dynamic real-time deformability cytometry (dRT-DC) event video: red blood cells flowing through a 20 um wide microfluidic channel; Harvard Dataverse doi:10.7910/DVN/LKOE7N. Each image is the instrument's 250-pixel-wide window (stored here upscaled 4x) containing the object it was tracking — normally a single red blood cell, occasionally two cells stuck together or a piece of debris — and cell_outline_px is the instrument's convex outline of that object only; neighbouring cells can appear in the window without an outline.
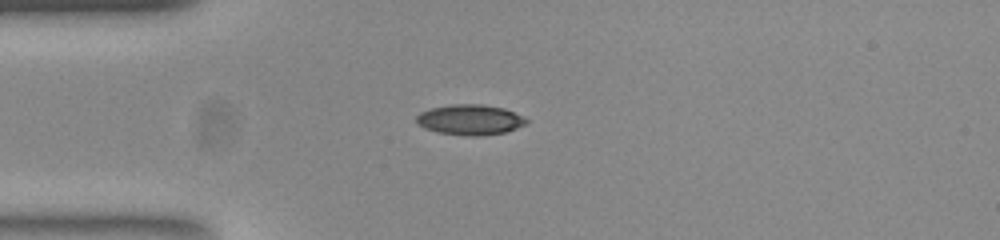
{"species": "common noctule bat (a hibernating species)", "species_latin": "Nyctalus noctula", "temperature_condition": "room temperature", "stored_images_in_passage": 40, "camera_frame_rate_fps": 3000, "um_per_image_px": 0.085, "animal": {"sex": "female", "body_mass_g": 23.0, "forearm_length_mm": 53.4}, "frame": {"image": 1, "passage_image": 1, "time_ms": 0.0, "image_size_px": [1000, 240], "cell_outline_px": [[528, 124], [504, 132], [480, 136], [468, 136], [436, 132], [424, 128], [416, 124], [416, 116], [420, 112], [432, 108], [448, 104], [480, 104], [504, 108], [528, 120]], "centroid_in_image_um": [39.91, 10.18], "position_along_channel_um": 45.1, "area_um2": 19.48}}
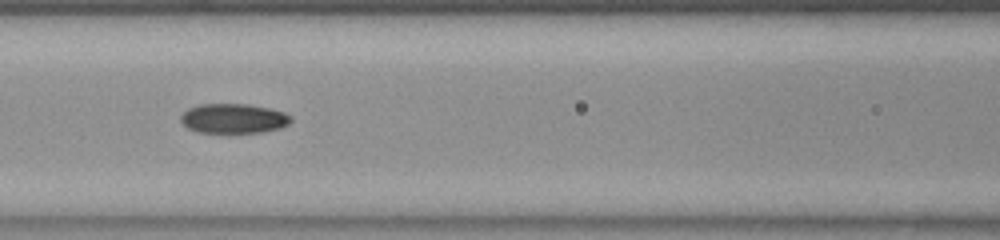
{"frame": {"image": 2, "passage_image": 10, "time_ms": 3.0, "image_size_px": [1000, 240], "cell_outline_px": [[292, 120], [288, 124], [280, 128], [260, 132], [200, 132], [188, 128], [180, 120], [180, 116], [188, 108], [200, 104], [248, 104], [268, 108], [284, 112], [292, 116]], "centroid_in_image_um": [19.86, 10.06], "position_along_channel_um": 146.7, "area_um2": 18.9}}
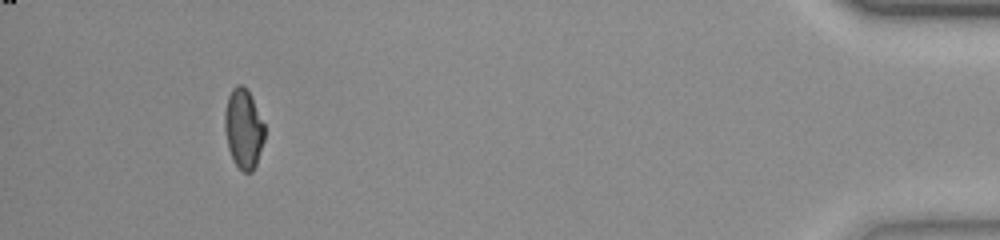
{"frame": {"image": 3, "passage_image": 36, "time_ms": 11.667, "image_size_px": [1000, 240], "cell_outline_px": [[264, 140], [256, 164], [252, 172], [244, 172], [232, 160], [228, 148], [224, 128], [224, 112], [228, 96], [232, 88], [236, 84], [244, 84], [264, 124]], "centroid_in_image_um": [20.67, 10.94], "position_along_channel_um": 414.5, "area_um2": 18.38}, "authors_computed_cell_mechanics": {"area_um2": 19.0162, "velocity_mm_per_s": 3.9115, "shape_relaxation_time_tau1_ms": null, "shape_relaxation_time_tau2_ms": 3.122, "deformation_change_tau1": null, "deformation_change_tau2": 0.0771}}